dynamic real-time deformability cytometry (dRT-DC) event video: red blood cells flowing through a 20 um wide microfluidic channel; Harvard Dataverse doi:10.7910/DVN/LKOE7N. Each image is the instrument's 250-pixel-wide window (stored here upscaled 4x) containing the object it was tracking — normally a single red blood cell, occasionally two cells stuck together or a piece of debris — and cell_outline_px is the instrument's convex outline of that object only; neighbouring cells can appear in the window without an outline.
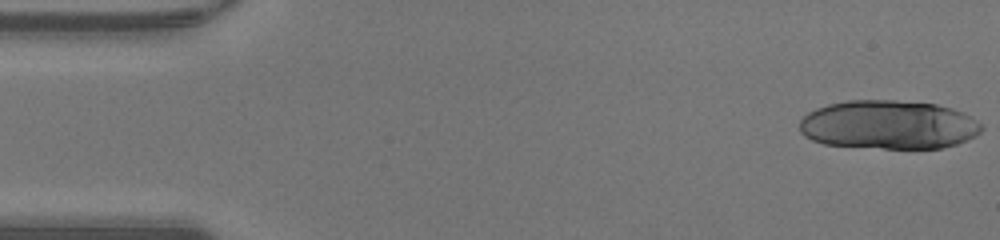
{"species": "human", "species_latin": "Homo sapiens", "temperature_condition": "warm", "stored_images_in_passage": 48, "segment_of_instrument_passage": [1, 2], "camera_frame_rate_fps": 3000, "um_per_image_px": 0.085, "donor": {"sex": "male"}, "frame": {"image": 1, "passage_image": 1, "time_ms": 0.0, "image_size_px": [1000, 240], "cell_outline_px": [[984, 128], [976, 136], [956, 144], [944, 148], [884, 148], [824, 144], [812, 140], [804, 136], [800, 132], [800, 120], [808, 112], [816, 108], [828, 104], [848, 100], [896, 100], [936, 104], [952, 108], [964, 112], [972, 116], [984, 124]], "centroid_in_image_um": [75.57, 10.6], "position_along_channel_um": 9.4, "area_um2": 52.19}}